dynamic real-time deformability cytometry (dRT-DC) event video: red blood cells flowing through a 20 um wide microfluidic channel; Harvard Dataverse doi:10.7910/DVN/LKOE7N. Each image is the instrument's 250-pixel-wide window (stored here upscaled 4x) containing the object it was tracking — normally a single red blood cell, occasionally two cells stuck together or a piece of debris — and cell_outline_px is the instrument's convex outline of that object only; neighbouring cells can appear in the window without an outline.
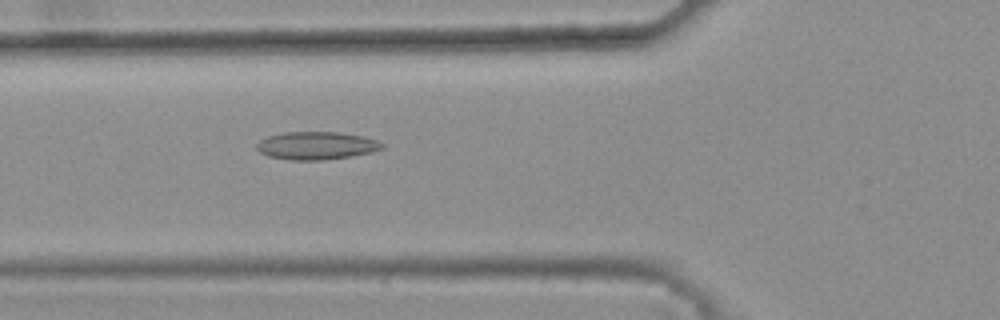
{"species": "common noctule bat (a hibernating species)", "species_latin": "Nyctalus noctula", "temperature_condition": "warm", "stored_images_in_passage": 35, "camera_frame_rate_fps": 3000, "um_per_image_px": 0.085, "animal": {"sex": "female", "body_mass_g": 25.1}, "frame": {"image": 1, "passage_image": 6, "time_ms": 1.667, "image_size_px": [1000, 320], "cell_outline_px": [[384, 148], [372, 152], [352, 156], [320, 160], [288, 160], [268, 156], [260, 152], [256, 148], [256, 144], [260, 140], [268, 136], [284, 132], [340, 132], [364, 136], [380, 140], [384, 144]], "centroid_in_image_um": [26.93, 12.37], "position_along_channel_um": 98.9, "area_um2": 20.58}}
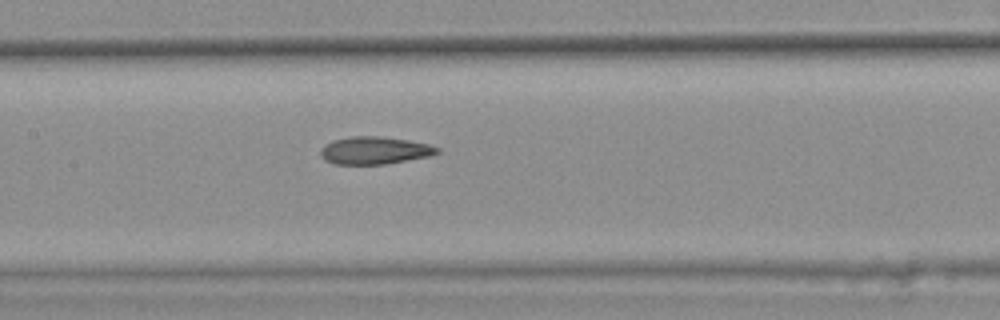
{"frame": {"image": 2, "passage_image": 12, "time_ms": 3.667, "image_size_px": [1000, 320], "cell_outline_px": [[440, 152], [428, 156], [384, 164], [336, 164], [324, 160], [320, 156], [320, 148], [324, 144], [332, 140], [352, 136], [380, 136], [408, 140], [428, 144], [440, 148]], "centroid_in_image_um": [31.79, 12.78], "position_along_channel_um": 175.6, "area_um2": 18.73}}
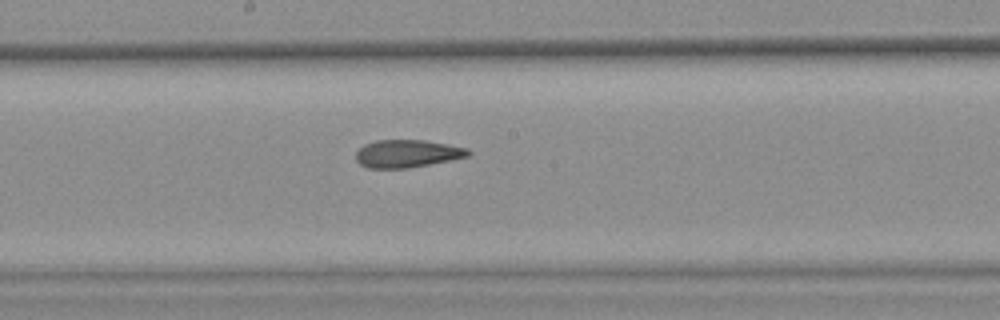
{"frame": {"image": 3, "passage_image": 15, "time_ms": 4.667, "image_size_px": [1000, 320], "cell_outline_px": [[472, 152], [468, 156], [452, 160], [408, 168], [368, 168], [360, 164], [356, 160], [356, 152], [364, 144], [376, 140], [424, 140], [468, 148]], "centroid_in_image_um": [34.61, 13.06], "position_along_channel_um": 213.6, "area_um2": 18.15}, "authors_computed_cell_mechanics": {"area_um2": 18.7272, "velocity_mm_per_s": 3.8153, "shape_relaxation_time_tau1_ms": null, "shape_relaxation_time_tau2_ms": 3.5143, "deformation_change_tau1": null, "deformation_change_tau2": 0.1289}}